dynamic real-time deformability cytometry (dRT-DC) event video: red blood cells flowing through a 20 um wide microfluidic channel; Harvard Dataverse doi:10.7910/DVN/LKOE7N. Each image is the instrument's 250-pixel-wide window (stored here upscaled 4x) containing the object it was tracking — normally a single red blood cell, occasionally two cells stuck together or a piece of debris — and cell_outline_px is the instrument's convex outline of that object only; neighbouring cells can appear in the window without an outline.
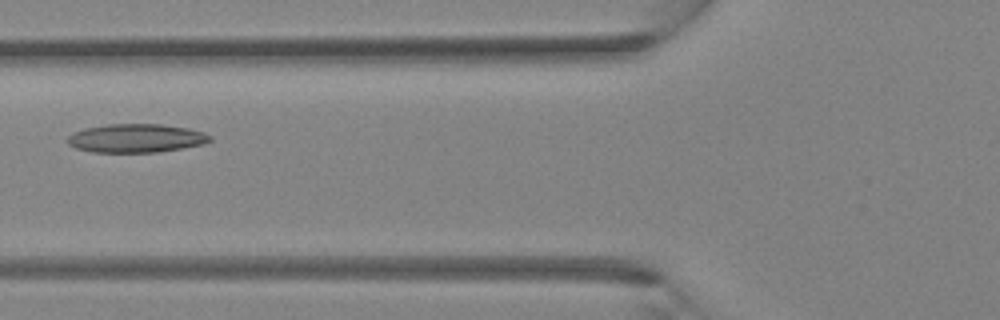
{"species": "Egyptian fruit bat (a non-hibernating species)", "species_latin": "Rousettus aegyptiacus", "temperature_condition": "room temperature", "stored_images_in_passage": 38, "camera_frame_rate_fps": 3000, "um_per_image_px": 0.085, "animal": {"sex": "female"}, "frame": {"image": 1, "passage_image": 15, "time_ms": 4.667, "image_size_px": [1000, 320], "cell_outline_px": [[212, 140], [204, 144], [156, 152], [92, 152], [76, 148], [68, 144], [68, 136], [72, 132], [84, 128], [108, 124], [160, 124], [188, 128], [204, 132], [212, 136]], "centroid_in_image_um": [11.56, 11.74], "position_along_channel_um": 114.2, "area_um2": 23.76}}
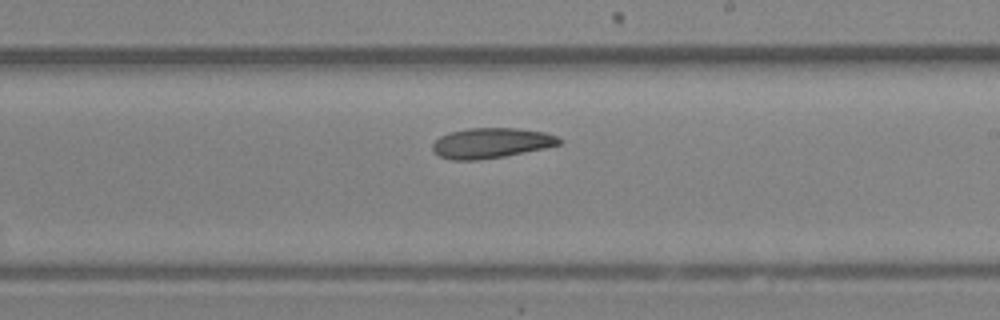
{"frame": {"image": 2, "passage_image": 23, "time_ms": 7.333, "image_size_px": [1000, 320], "cell_outline_px": [[560, 144], [544, 148], [504, 156], [476, 160], [452, 160], [440, 156], [432, 148], [432, 144], [440, 136], [448, 132], [468, 128], [516, 128], [544, 132], [556, 136], [560, 140]], "centroid_in_image_um": [41.71, 12.15], "position_along_channel_um": 247.3, "area_um2": 22.08}}
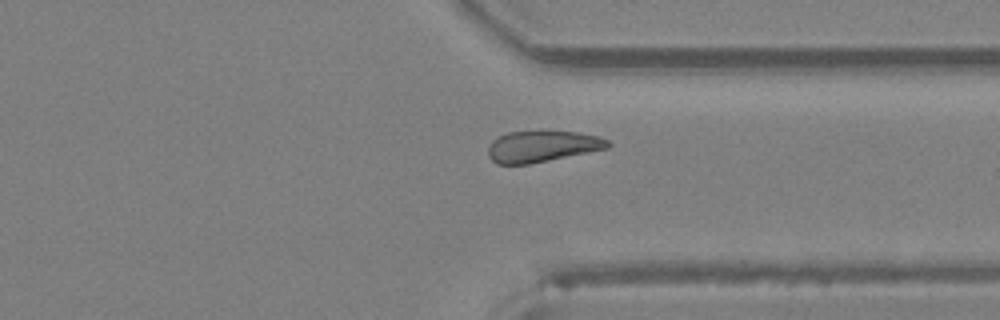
{"frame": {"image": 3, "passage_image": 30, "time_ms": 9.667, "image_size_px": [1000, 320], "cell_outline_px": [[612, 144], [608, 148], [528, 164], [496, 164], [488, 156], [488, 144], [492, 140], [508, 132], [580, 132], [600, 136], [608, 140]], "centroid_in_image_um": [46.08, 12.44], "position_along_channel_um": 365.3, "area_um2": 21.62}}